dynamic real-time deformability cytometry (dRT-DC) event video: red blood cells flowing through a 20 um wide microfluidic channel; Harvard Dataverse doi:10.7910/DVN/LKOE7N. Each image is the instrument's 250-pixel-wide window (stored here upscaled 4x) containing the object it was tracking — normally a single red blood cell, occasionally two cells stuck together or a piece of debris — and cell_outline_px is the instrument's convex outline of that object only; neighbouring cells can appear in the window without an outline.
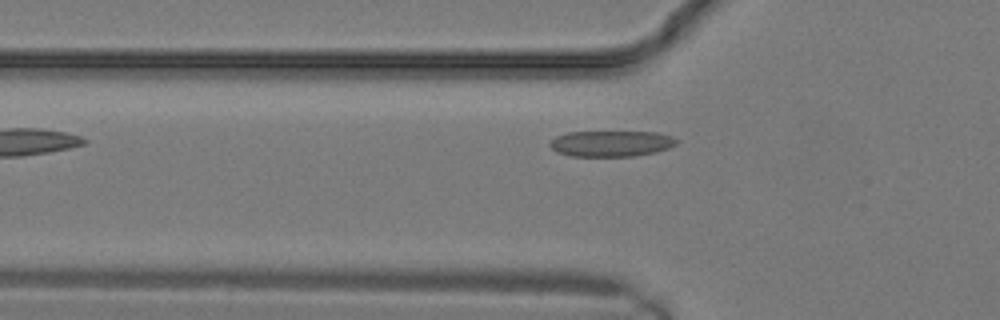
{"species": "common noctule bat (a hibernating species)", "species_latin": "Nyctalus noctula", "temperature_condition": "warm", "stored_images_in_passage": 5, "camera_frame_rate_fps": 3000, "um_per_image_px": 0.085, "animal": {"sex": "male", "body_mass_g": 19.2, "forearm_length_mm": 51.8}, "frame": {"image": 1, "passage_image": 5, "time_ms": 1.333, "image_size_px": [1000, 320], "cell_outline_px": [[680, 140], [676, 144], [668, 148], [656, 152], [636, 156], [568, 156], [556, 152], [548, 144], [556, 136], [568, 132], [656, 132], [672, 136]], "centroid_in_image_um": [51.96, 12.2], "position_along_channel_um": 73.8, "area_um2": 19.25}}